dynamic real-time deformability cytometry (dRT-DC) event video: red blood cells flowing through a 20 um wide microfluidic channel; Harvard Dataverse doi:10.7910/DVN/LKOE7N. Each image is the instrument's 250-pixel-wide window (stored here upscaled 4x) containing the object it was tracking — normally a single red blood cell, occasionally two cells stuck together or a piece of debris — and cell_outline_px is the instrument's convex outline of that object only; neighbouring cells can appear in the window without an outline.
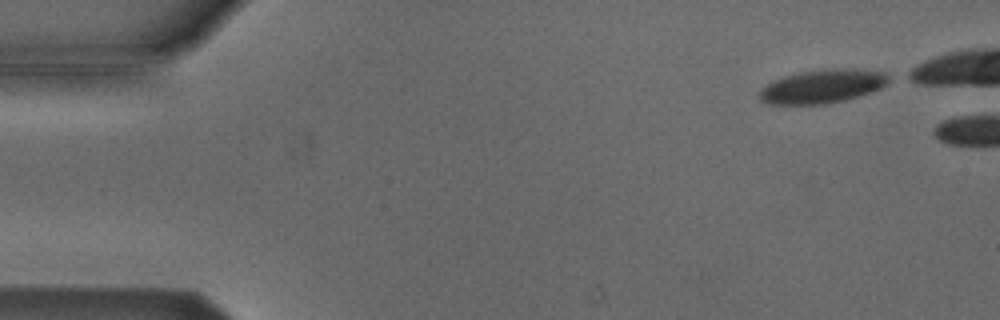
{"species": "Egyptian fruit bat (a non-hibernating species)", "species_latin": "Rousettus aegyptiacus", "temperature_condition": "cold", "stored_images_in_passage": 4, "camera_frame_rate_fps": 3000, "um_per_image_px": 0.085, "animal": {"sex": "male"}, "frame": {"image": 1, "passage_image": 1, "time_ms": 0.0, "image_size_px": [1000, 320], "cell_outline_px": [[892, 76], [888, 84], [872, 92], [844, 100], [824, 104], [768, 104], [760, 100], [760, 88], [772, 80], [796, 72], [828, 68], [856, 68], [884, 72]], "centroid_in_image_um": [69.93, 7.31], "position_along_channel_um": 15.1, "area_um2": 25.78}}